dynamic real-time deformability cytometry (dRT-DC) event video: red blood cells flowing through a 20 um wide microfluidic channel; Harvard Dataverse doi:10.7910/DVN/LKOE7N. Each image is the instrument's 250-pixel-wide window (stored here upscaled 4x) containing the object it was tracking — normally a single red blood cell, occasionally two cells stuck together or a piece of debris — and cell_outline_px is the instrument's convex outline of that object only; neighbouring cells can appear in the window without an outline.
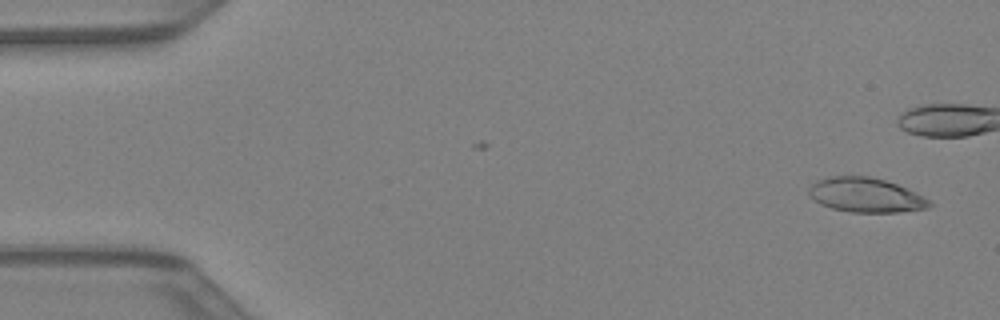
{"species": "Egyptian fruit bat (a non-hibernating species)", "species_latin": "Rousettus aegyptiacus", "temperature_condition": "warm", "stored_images_in_passage": 33, "camera_frame_rate_fps": 3000, "um_per_image_px": 0.085, "animal": {"sex": "female"}, "frame": {"image": 1, "passage_image": 1, "time_ms": 0.0, "image_size_px": [1000, 320], "cell_outline_px": [[932, 204], [928, 208], [896, 212], [852, 212], [832, 208], [820, 204], [808, 192], [808, 188], [816, 180], [832, 176], [868, 176], [884, 180], [896, 184], [928, 200]], "centroid_in_image_um": [73.53, 16.58], "position_along_channel_um": 11.5, "area_um2": 23.7}}
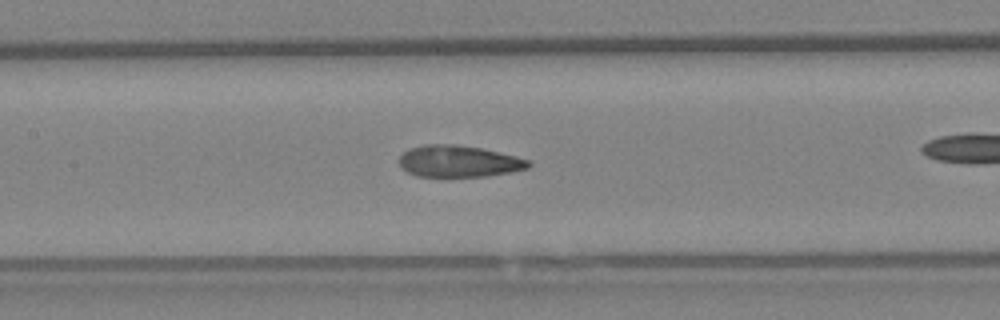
{"frame": {"image": 2, "passage_image": 19, "time_ms": 6.0, "image_size_px": [1000, 320], "cell_outline_px": [[532, 164], [528, 168], [512, 172], [484, 176], [416, 176], [400, 168], [400, 156], [408, 148], [424, 144], [452, 144], [480, 148], [516, 156], [528, 160]], "centroid_in_image_um": [38.97, 13.7], "position_along_channel_um": 168.4, "area_um2": 23.76}}